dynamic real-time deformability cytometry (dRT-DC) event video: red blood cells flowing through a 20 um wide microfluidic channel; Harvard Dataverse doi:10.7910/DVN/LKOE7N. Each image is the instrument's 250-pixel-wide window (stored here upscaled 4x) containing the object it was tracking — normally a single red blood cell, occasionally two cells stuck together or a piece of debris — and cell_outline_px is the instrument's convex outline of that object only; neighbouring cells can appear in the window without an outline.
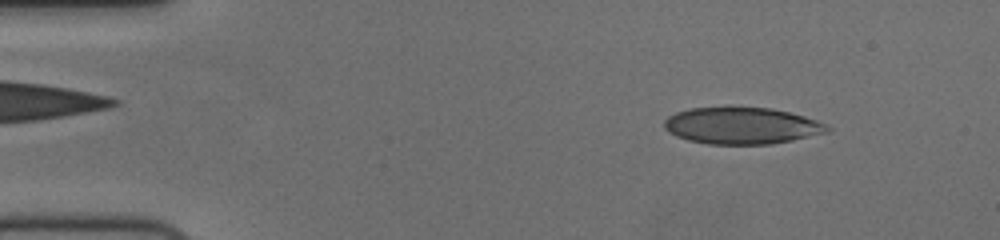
{"species": "human", "species_latin": "Homo sapiens", "temperature_condition": "cold", "stored_images_in_passage": 55, "camera_frame_rate_fps": 3000, "um_per_image_px": 0.085, "donor": {"sex": "female"}, "frame": {"image": 1, "passage_image": 7, "time_ms": 2.0, "image_size_px": [1000, 240], "cell_outline_px": [[828, 128], [820, 132], [788, 140], [768, 144], [708, 144], [688, 140], [676, 136], [664, 128], [664, 120], [668, 116], [676, 112], [688, 108], [724, 104], [732, 104], [772, 108], [788, 112], [824, 124]], "centroid_in_image_um": [62.84, 10.62], "position_along_channel_um": 22.2, "area_um2": 35.03}}
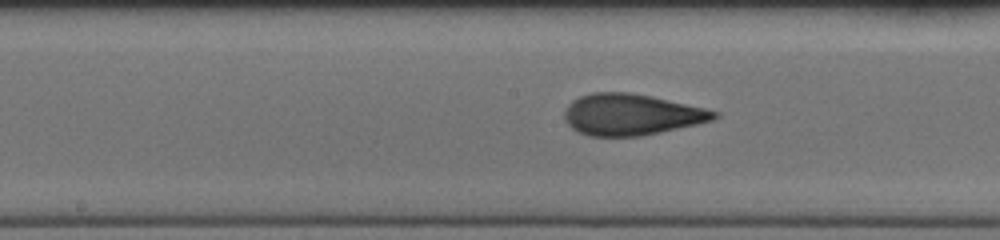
{"frame": {"image": 2, "passage_image": 28, "time_ms": 9.0, "image_size_px": [1000, 240], "cell_outline_px": [[720, 116], [712, 120], [696, 124], [660, 132], [640, 136], [588, 136], [576, 132], [568, 124], [564, 116], [564, 112], [568, 104], [572, 100], [580, 96], [592, 92], [628, 92], [648, 96], [704, 108], [720, 112]], "centroid_in_image_um": [53.62, 9.74], "position_along_channel_um": 194.6, "area_um2": 35.78}}
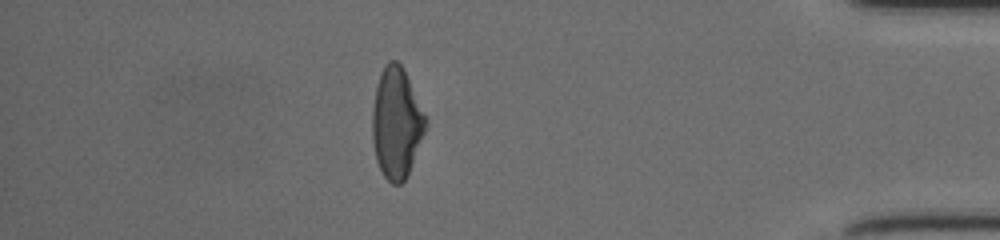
{"frame": {"image": 3, "passage_image": 48, "time_ms": 15.667, "image_size_px": [1000, 240], "cell_outline_px": [[428, 120], [424, 132], [408, 172], [404, 180], [400, 184], [392, 184], [384, 176], [376, 160], [372, 140], [372, 108], [376, 88], [380, 72], [384, 64], [388, 60], [396, 60], [404, 68]], "centroid_in_image_um": [33.68, 10.4], "position_along_channel_um": 401.5, "area_um2": 34.28}, "authors_computed_cell_mechanics": {"area_um2": 34.969, "velocity_mm_per_s": 3.7475, "shape_relaxation_time_tau1_ms": 5.3824, "shape_relaxation_time_tau2_ms": 1.0269, "deformation_change_tau1": 0.188, "deformation_change_tau2": 0.0729}}